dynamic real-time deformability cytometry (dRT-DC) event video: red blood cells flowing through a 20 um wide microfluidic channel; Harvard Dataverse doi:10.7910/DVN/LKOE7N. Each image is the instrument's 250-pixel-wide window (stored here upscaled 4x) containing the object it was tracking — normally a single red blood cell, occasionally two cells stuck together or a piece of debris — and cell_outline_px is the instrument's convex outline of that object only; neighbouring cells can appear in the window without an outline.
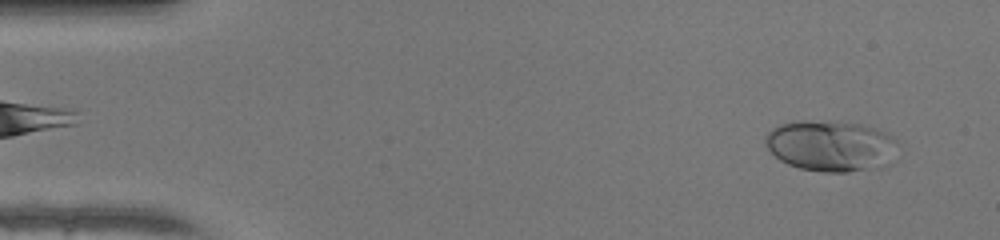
{"species": "human", "species_latin": "Homo sapiens", "temperature_condition": "warm", "stored_images_in_passage": 48, "camera_frame_rate_fps": 3000, "um_per_image_px": 0.085, "donor": {"sex": "female"}, "frame": {"image": 1, "passage_image": 3, "time_ms": 0.667, "image_size_px": [1000, 240], "cell_outline_px": [[896, 160], [892, 164], [884, 168], [848, 172], [824, 172], [800, 168], [788, 164], [780, 160], [768, 148], [764, 140], [764, 136], [772, 128], [780, 124], [796, 120], [836, 120], [860, 124], [876, 128], [888, 132], [896, 140]], "centroid_in_image_um": [70.69, 12.39], "position_along_channel_um": 14.3, "area_um2": 40.52}}
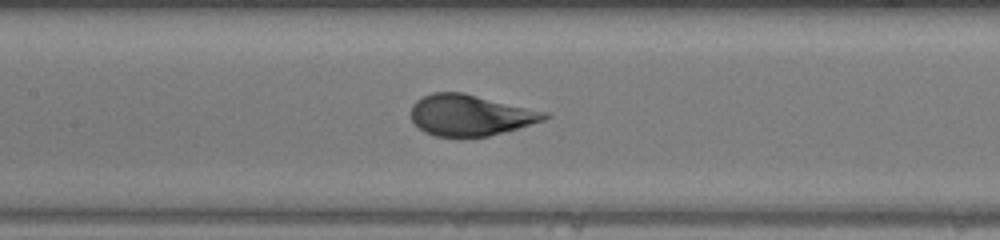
{"frame": {"image": 2, "passage_image": 22, "time_ms": 7.0, "image_size_px": [1000, 240], "cell_outline_px": [[552, 116], [544, 120], [504, 132], [488, 136], [464, 140], [436, 136], [424, 132], [412, 120], [412, 104], [416, 100], [432, 92], [464, 92], [548, 112]], "centroid_in_image_um": [39.98, 9.81], "position_along_channel_um": 167.4, "area_um2": 32.6}}
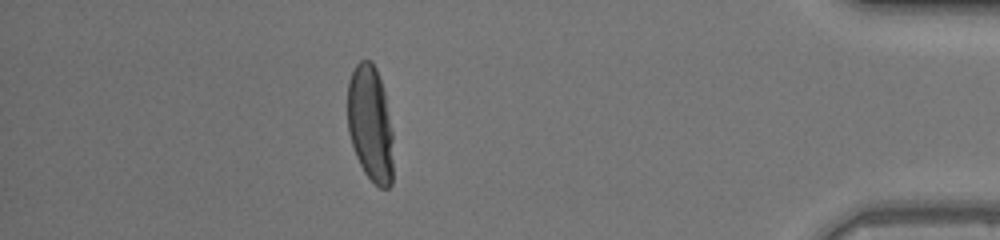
{"frame": {"image": 3, "passage_image": 42, "time_ms": 13.667, "image_size_px": [1000, 240], "cell_outline_px": [[392, 184], [388, 188], [380, 188], [364, 172], [356, 156], [348, 132], [348, 80], [356, 64], [360, 60], [372, 60], [376, 68], [384, 92], [392, 132]], "centroid_in_image_um": [31.47, 10.5], "position_along_channel_um": 403.7, "area_um2": 30.75}}